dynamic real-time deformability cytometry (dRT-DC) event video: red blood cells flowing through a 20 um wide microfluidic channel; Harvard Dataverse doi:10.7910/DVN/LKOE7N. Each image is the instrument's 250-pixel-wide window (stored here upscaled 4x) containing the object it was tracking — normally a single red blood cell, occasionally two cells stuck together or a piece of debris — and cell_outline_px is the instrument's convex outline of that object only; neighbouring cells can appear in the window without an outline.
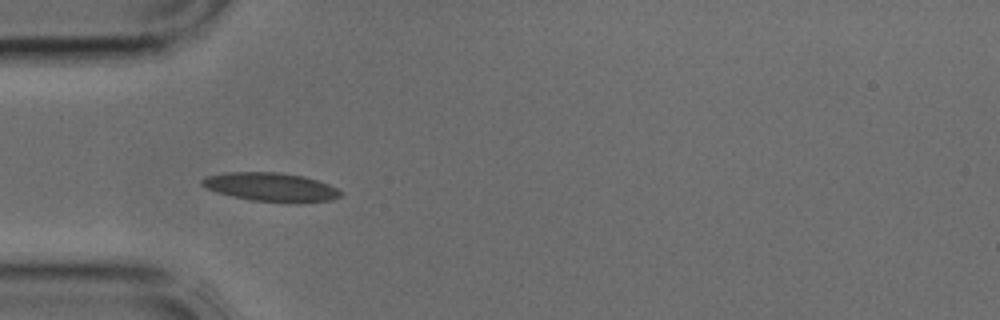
{"species": "common noctule bat (a hibernating species)", "species_latin": "Nyctalus noctula", "temperature_condition": "cold", "stored_images_in_passage": 3, "camera_frame_rate_fps": 3000, "um_per_image_px": 0.085, "animal": {"sex": "male", "body_mass_g": 17.9, "forearm_length_mm": 54.2}, "frame": {"image": 1, "passage_image": 3, "time_ms": 0.667, "image_size_px": [1000, 320], "cell_outline_px": [[344, 192], [340, 196], [332, 200], [296, 204], [252, 200], [232, 196], [216, 192], [200, 184], [200, 180], [208, 176], [224, 172], [280, 172], [304, 176], [328, 184]], "centroid_in_image_um": [23.06, 15.91], "position_along_channel_um": 61.9, "area_um2": 23.47}}